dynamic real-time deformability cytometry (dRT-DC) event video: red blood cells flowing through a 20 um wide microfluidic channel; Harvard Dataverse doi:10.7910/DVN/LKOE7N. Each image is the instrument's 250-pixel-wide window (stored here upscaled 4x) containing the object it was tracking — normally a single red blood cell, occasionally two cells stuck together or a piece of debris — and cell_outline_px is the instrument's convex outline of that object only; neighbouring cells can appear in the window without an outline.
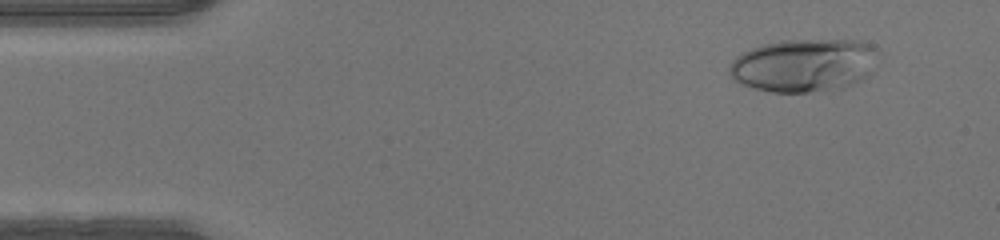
{"species": "human", "species_latin": "Homo sapiens", "temperature_condition": "warm", "stored_images_in_passage": 46, "camera_frame_rate_fps": 3000, "um_per_image_px": 0.085, "donor": {"sex": "male"}, "frame": {"image": 1, "passage_image": 4, "time_ms": 1.0, "image_size_px": [1000, 240], "cell_outline_px": [[876, 48], [868, 76], [844, 88], [808, 92], [772, 92], [740, 84], [732, 80], [728, 72], [728, 68], [732, 60], [736, 56], [752, 48], [764, 44], [780, 40], [860, 40], [872, 44]], "centroid_in_image_um": [68.28, 5.54], "position_along_channel_um": 16.7, "area_um2": 45.95}}
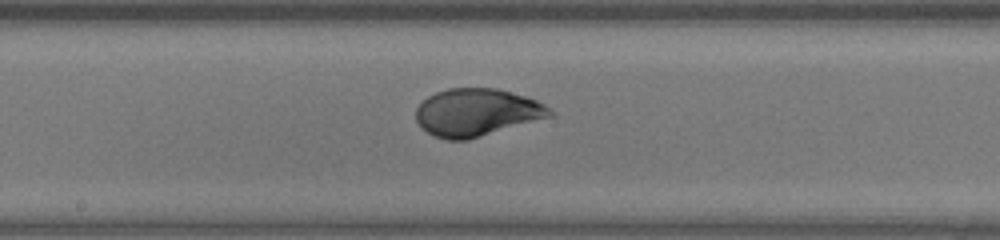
{"frame": {"image": 2, "passage_image": 24, "time_ms": 7.667, "image_size_px": [1000, 240], "cell_outline_px": [[556, 112], [552, 116], [468, 140], [444, 140], [420, 128], [416, 120], [416, 108], [428, 96], [436, 92], [448, 88], [496, 88], [528, 96], [544, 104]], "centroid_in_image_um": [40.53, 9.55], "position_along_channel_um": 207.7, "area_um2": 37.28}}
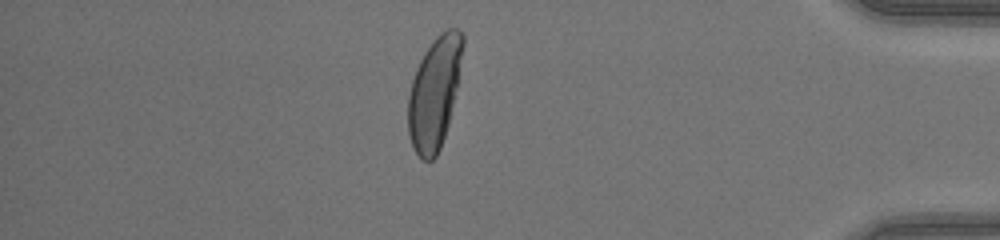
{"frame": {"image": 3, "passage_image": 40, "time_ms": 13.0, "image_size_px": [1000, 240], "cell_outline_px": [[464, 44], [456, 88], [448, 124], [440, 148], [436, 156], [432, 160], [424, 160], [412, 148], [408, 132], [408, 96], [412, 80], [416, 68], [424, 52], [436, 36], [440, 32], [448, 28], [456, 28], [464, 36]], "centroid_in_image_um": [36.91, 7.87], "position_along_channel_um": 398.3, "area_um2": 35.26}}